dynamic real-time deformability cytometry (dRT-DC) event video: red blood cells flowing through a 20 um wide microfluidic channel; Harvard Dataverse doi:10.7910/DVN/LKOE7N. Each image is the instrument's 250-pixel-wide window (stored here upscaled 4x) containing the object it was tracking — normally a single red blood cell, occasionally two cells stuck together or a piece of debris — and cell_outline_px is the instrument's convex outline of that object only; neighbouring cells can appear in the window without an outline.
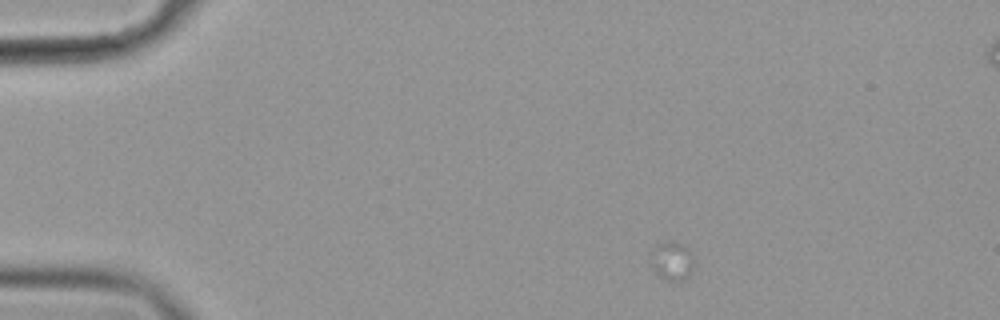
{"species": "common noctule bat (a hibernating species)", "species_latin": "Nyctalus noctula", "temperature_condition": "cold", "stored_images_in_passage": 15, "camera_frame_rate_fps": 3000, "um_per_image_px": 0.085, "animal": {"sex": "female", "body_mass_g": 19.9}, "frame": {"image": 1, "passage_image": 1, "time_ms": 0.0, "image_size_px": [1000, 320], "cell_outline_px": [[692, 272], [688, 276], [680, 280], [668, 280], [660, 276], [652, 268], [648, 260], [648, 252], [656, 244], [668, 240], [672, 240], [688, 248], [692, 252]], "centroid_in_image_um": [57.04, 22.12], "position_along_channel_um": 28.0, "area_um2": 10.0}}